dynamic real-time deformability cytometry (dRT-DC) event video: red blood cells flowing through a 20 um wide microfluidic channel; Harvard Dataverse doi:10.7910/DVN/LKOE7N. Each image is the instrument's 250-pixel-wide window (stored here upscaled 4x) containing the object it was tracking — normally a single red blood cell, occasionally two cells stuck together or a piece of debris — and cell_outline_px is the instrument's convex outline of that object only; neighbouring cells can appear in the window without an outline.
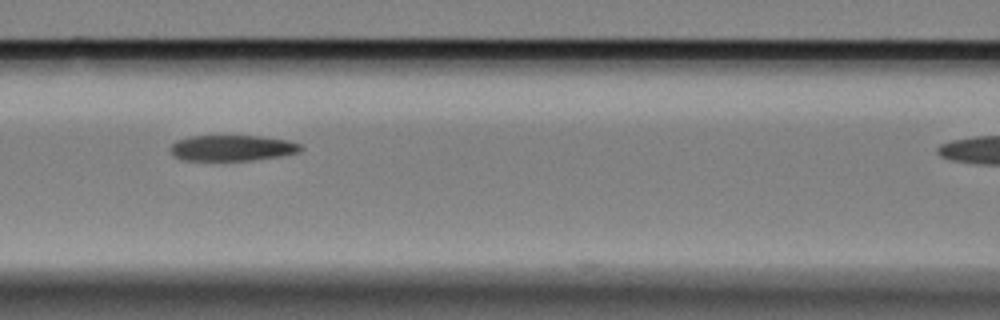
{"species": "Egyptian fruit bat (a non-hibernating species)", "species_latin": "Rousettus aegyptiacus", "temperature_condition": "cold", "stored_images_in_passage": 10, "camera_frame_rate_fps": 3000, "um_per_image_px": 0.085, "animal": {"sex": "female"}, "frame": {"image": 1, "passage_image": 6, "time_ms": 1.667, "image_size_px": [1000, 320], "cell_outline_px": [[304, 148], [300, 152], [280, 156], [252, 160], [184, 160], [172, 156], [168, 148], [176, 140], [192, 136], [260, 136], [288, 140], [300, 144]], "centroid_in_image_um": [19.72, 12.58], "position_along_channel_um": 146.9, "area_um2": 19.71}}
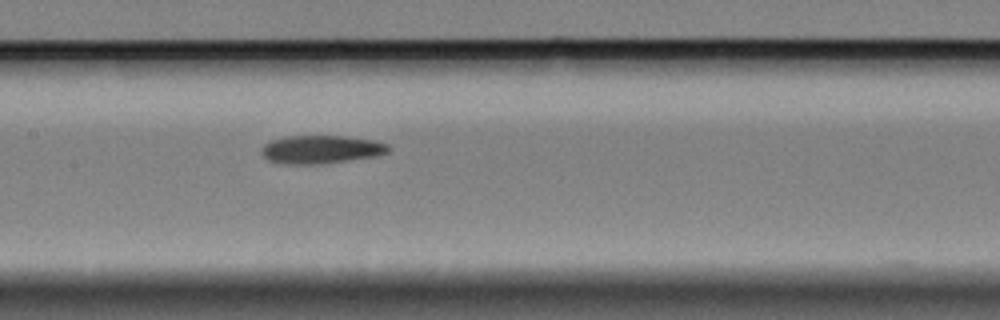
{"frame": {"image": 2, "passage_image": 9, "time_ms": 2.667, "image_size_px": [1000, 320], "cell_outline_px": [[392, 148], [388, 152], [376, 156], [320, 164], [284, 164], [268, 160], [260, 152], [264, 144], [272, 140], [284, 136], [344, 136], [372, 140], [388, 144]], "centroid_in_image_um": [27.28, 12.7], "position_along_channel_um": 180.1, "area_um2": 20.87}}